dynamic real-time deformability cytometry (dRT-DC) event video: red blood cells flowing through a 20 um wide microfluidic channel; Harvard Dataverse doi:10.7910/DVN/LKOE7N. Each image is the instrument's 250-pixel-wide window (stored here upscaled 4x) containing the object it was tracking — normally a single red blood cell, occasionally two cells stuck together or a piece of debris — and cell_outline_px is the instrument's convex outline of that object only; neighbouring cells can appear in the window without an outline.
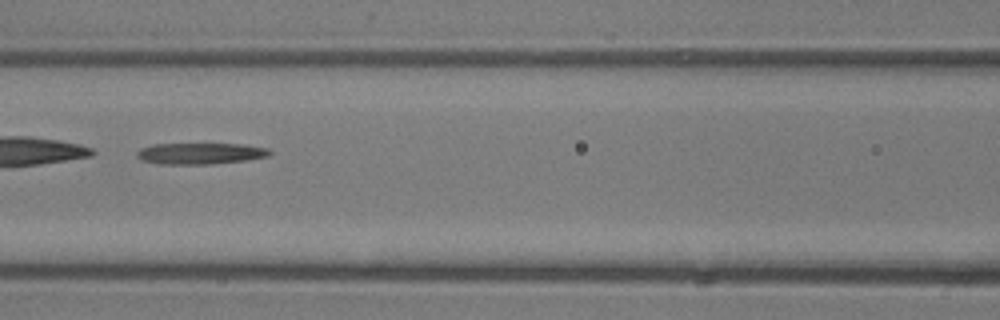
{"species": "common noctule bat (a hibernating species)", "species_latin": "Nyctalus noctula", "temperature_condition": "room temperature", "stored_images_in_passage": 41, "segment_of_instrument_passage": [2, 2], "camera_frame_rate_fps": 3000, "um_per_image_px": 0.085, "animal": {"sex": "male", "body_mass_g": 13.3}, "frame": {"image": 1, "passage_image": 17, "time_ms": 5.333, "image_size_px": [1000, 320], "cell_outline_px": [[272, 152], [268, 156], [244, 160], [212, 164], [160, 164], [144, 160], [136, 156], [136, 152], [140, 148], [152, 144], [244, 144], [268, 148]], "centroid_in_image_um": [17.02, 13.04], "position_along_channel_um": 149.6, "area_um2": 16.42}}
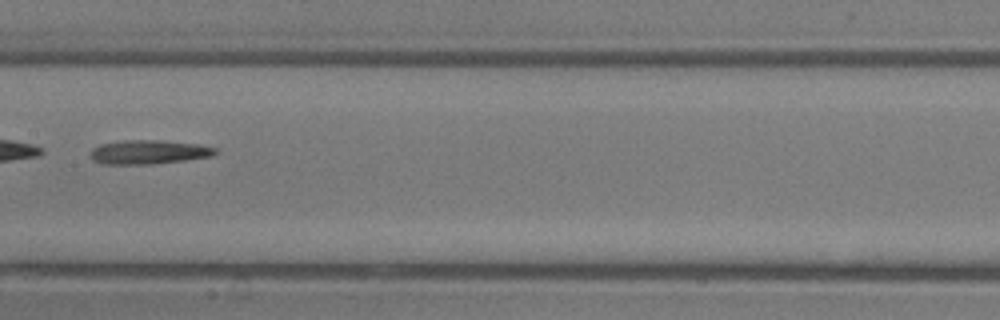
{"frame": {"image": 2, "passage_image": 20, "time_ms": 6.333, "image_size_px": [1000, 320], "cell_outline_px": [[220, 152], [212, 156], [184, 160], [152, 164], [104, 164], [92, 160], [92, 148], [100, 144], [120, 140], [160, 140], [200, 144], [216, 148]], "centroid_in_image_um": [12.67, 12.91], "position_along_channel_um": 194.7, "area_um2": 17.57}}
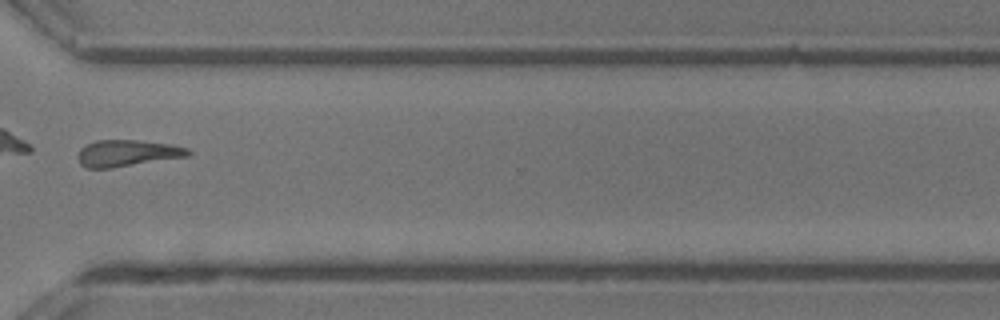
{"frame": {"image": 3, "passage_image": 31, "time_ms": 10.0, "image_size_px": [1000, 320], "cell_outline_px": [[192, 152], [188, 156], [112, 168], [84, 168], [80, 164], [76, 156], [80, 148], [96, 140], [136, 140], [172, 144], [188, 148]], "centroid_in_image_um": [10.79, 13.02], "position_along_channel_um": 359.8, "area_um2": 17.17}}